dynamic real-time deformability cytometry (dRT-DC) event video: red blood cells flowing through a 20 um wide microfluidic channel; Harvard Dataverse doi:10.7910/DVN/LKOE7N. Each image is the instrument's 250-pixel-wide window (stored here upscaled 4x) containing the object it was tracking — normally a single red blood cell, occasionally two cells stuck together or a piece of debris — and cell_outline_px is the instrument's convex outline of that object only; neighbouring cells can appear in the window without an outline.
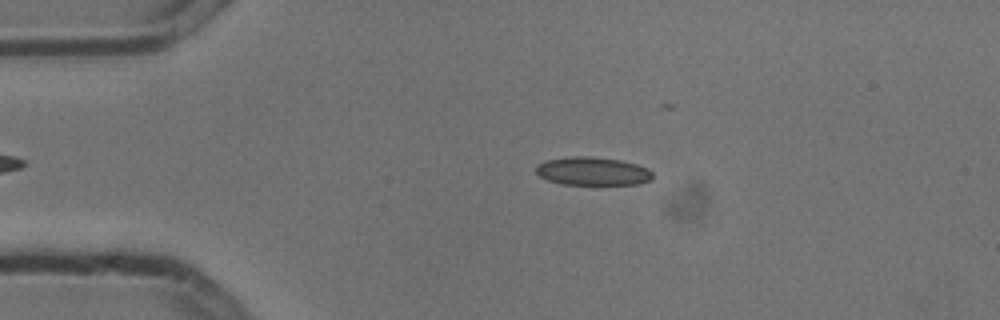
{"species": "common noctule bat (a hibernating species)", "species_latin": "Nyctalus noctula", "temperature_condition": "cold", "stored_images_in_passage": 5, "camera_frame_rate_fps": 3000, "um_per_image_px": 0.085, "animal": {"sex": "male", "body_mass_g": 13.3}, "frame": {"image": 1, "passage_image": 3, "time_ms": 0.667, "image_size_px": [1000, 320], "cell_outline_px": [[652, 180], [640, 184], [560, 184], [548, 180], [540, 176], [536, 172], [536, 164], [544, 160], [572, 156], [588, 156], [620, 160], [636, 164], [648, 168], [652, 172]], "centroid_in_image_um": [50.36, 14.55], "position_along_channel_um": 34.6, "area_um2": 19.31}}